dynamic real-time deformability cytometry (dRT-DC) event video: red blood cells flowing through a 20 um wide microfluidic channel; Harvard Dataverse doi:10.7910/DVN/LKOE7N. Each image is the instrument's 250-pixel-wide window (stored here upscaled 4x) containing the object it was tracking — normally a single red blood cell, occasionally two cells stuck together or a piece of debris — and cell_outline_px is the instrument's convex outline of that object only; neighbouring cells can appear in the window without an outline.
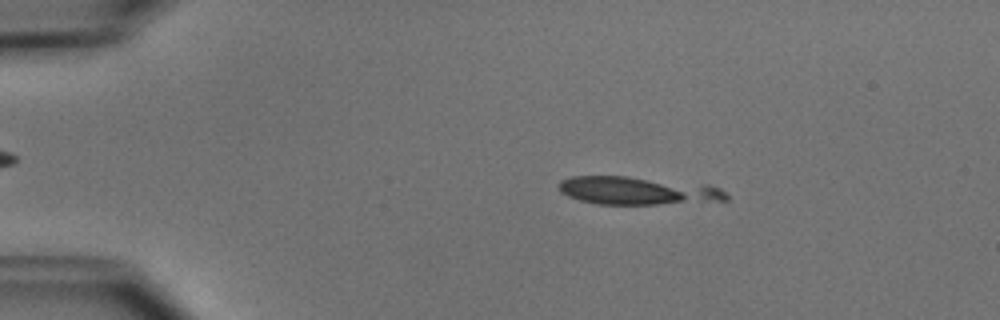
{"species": "common noctule bat (a hibernating species)", "species_latin": "Nyctalus noctula", "temperature_condition": "cold", "stored_images_in_passage": 4, "camera_frame_rate_fps": 3000, "um_per_image_px": 0.085, "animal": {"sex": "male", "body_mass_g": 15.6}, "frame": {"image": 1, "passage_image": 2, "time_ms": 1.0, "image_size_px": [1000, 320], "cell_outline_px": [[728, 200], [656, 204], [600, 204], [580, 200], [568, 196], [560, 192], [560, 180], [572, 176], [628, 176], [708, 184], [720, 188], [728, 196]], "centroid_in_image_um": [54.21, 16.19], "position_along_channel_um": 30.8, "area_um2": 27.28}}